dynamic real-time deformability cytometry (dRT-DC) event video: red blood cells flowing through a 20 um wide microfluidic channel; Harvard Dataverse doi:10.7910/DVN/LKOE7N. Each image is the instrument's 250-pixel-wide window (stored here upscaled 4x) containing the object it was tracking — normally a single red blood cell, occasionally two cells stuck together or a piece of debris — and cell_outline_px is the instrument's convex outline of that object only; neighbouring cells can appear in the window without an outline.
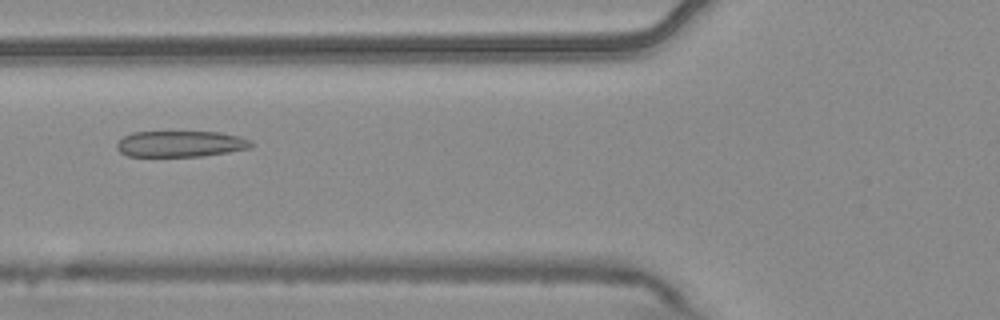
{"species": "common noctule bat (a hibernating species)", "species_latin": "Nyctalus noctula", "temperature_condition": "warm", "stored_images_in_passage": 7, "camera_frame_rate_fps": 3000, "um_per_image_px": 0.085, "animal": {"sex": "male", "body_mass_g": 20.4}, "frame": {"image": 1, "passage_image": 5, "time_ms": 1.333, "image_size_px": [1000, 320], "cell_outline_px": [[252, 148], [228, 152], [200, 156], [128, 156], [120, 152], [116, 148], [116, 144], [124, 136], [132, 132], [220, 132], [252, 140]], "centroid_in_image_um": [15.34, 12.23], "position_along_channel_um": 110.5, "area_um2": 20.35}}
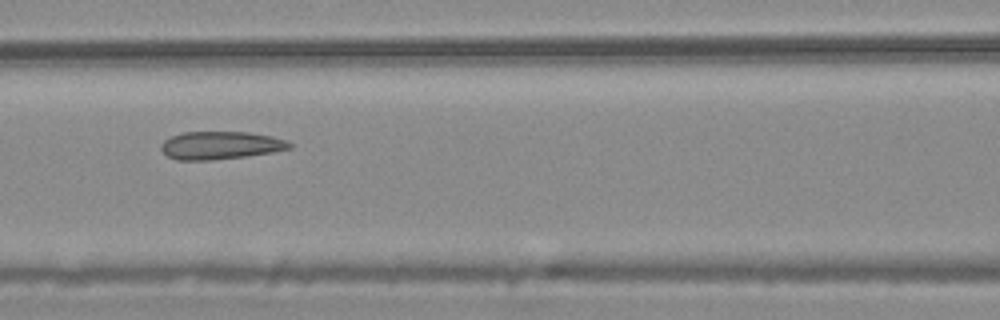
{"frame": {"image": 2, "passage_image": 6, "time_ms": 1.667, "image_size_px": [1000, 320], "cell_outline_px": [[292, 148], [272, 152], [244, 156], [212, 160], [176, 160], [168, 156], [160, 148], [160, 144], [164, 140], [172, 136], [184, 132], [248, 132], [272, 136], [288, 140], [292, 144]], "centroid_in_image_um": [18.75, 12.35], "position_along_channel_um": 147.9, "area_um2": 20.87}}
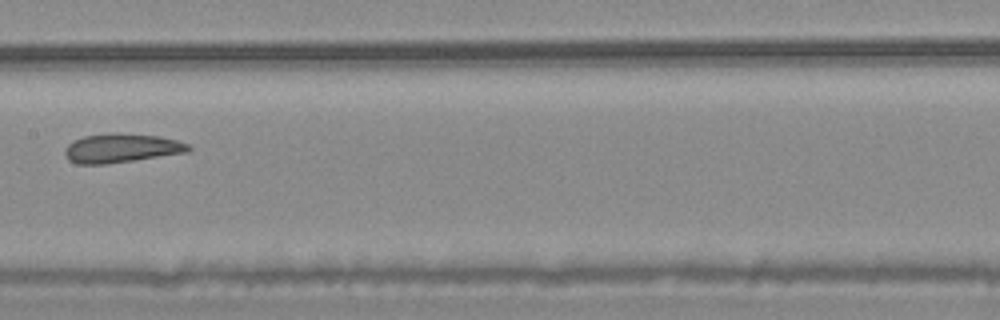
{"frame": {"image": 3, "passage_image": 7, "time_ms": 2.0, "image_size_px": [1000, 320], "cell_outline_px": [[192, 148], [188, 152], [104, 164], [76, 164], [68, 160], [64, 152], [64, 148], [72, 140], [84, 136], [108, 132], [120, 132], [160, 136], [176, 140], [188, 144]], "centroid_in_image_um": [10.27, 12.57], "position_along_channel_um": 197.1, "area_um2": 21.1}}